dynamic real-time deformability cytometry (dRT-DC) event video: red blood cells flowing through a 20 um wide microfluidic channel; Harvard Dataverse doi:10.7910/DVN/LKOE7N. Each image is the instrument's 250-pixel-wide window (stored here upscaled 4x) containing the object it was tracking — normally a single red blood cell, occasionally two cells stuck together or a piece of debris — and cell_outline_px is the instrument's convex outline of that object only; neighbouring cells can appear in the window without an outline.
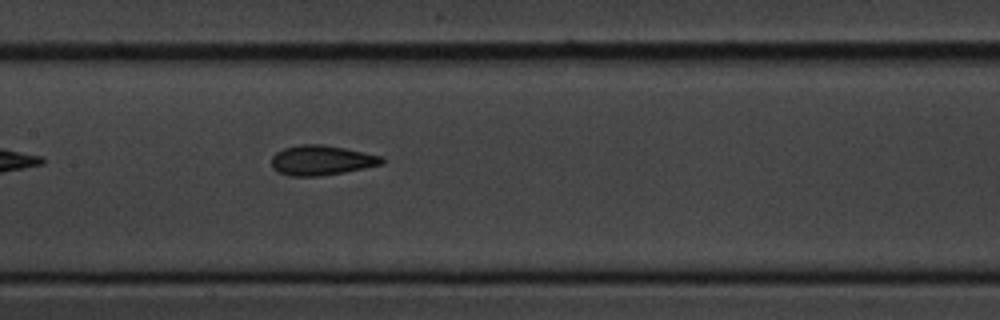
{"species": "common noctule bat (a hibernating species)", "species_latin": "Nyctalus noctula", "temperature_condition": "cold", "stored_images_in_passage": 6, "camera_frame_rate_fps": 3000, "um_per_image_px": 0.085, "animal": {"sex": "male", "body_mass_g": 20.1, "forearm_length_mm": 53.5}, "frame": {"image": 1, "passage_image": 6, "time_ms": 6.0, "image_size_px": [1000, 320], "cell_outline_px": [[384, 164], [344, 172], [320, 176], [288, 176], [272, 168], [272, 156], [276, 152], [284, 148], [300, 144], [324, 144], [384, 156]], "centroid_in_image_um": [27.34, 13.62], "position_along_channel_um": 180.1, "area_um2": 19.31}}